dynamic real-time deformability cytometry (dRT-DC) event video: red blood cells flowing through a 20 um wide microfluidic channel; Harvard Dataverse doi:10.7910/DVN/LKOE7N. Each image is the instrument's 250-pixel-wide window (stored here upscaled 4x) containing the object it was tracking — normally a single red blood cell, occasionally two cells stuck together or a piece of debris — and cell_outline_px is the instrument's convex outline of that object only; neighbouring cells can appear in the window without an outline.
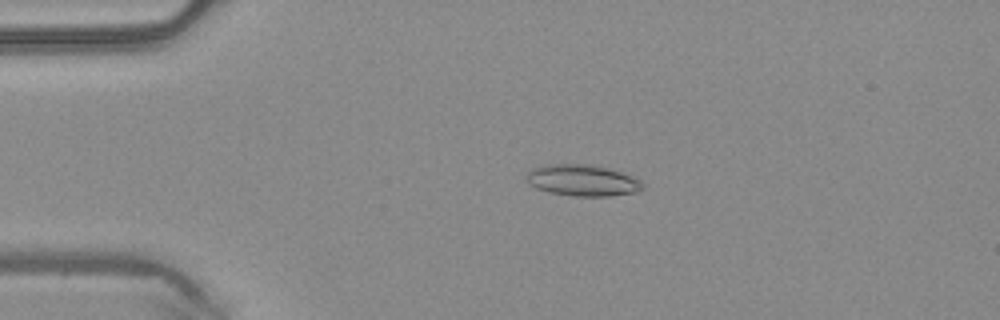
{"species": "common noctule bat (a hibernating species)", "species_latin": "Nyctalus noctula", "temperature_condition": "warm", "stored_images_in_passage": 48, "camera_frame_rate_fps": 3000, "um_per_image_px": 0.085, "animal": {"sex": "male", "body_mass_g": 20.4}, "frame": {"image": 1, "passage_image": 10, "time_ms": 3.0, "image_size_px": [1000, 320], "cell_outline_px": [[644, 188], [636, 192], [608, 196], [576, 196], [548, 192], [536, 188], [528, 184], [524, 176], [532, 168], [548, 164], [588, 164], [608, 168], [632, 176], [640, 180], [644, 184]], "centroid_in_image_um": [49.48, 15.33], "position_along_channel_um": 35.5, "area_um2": 21.33}}
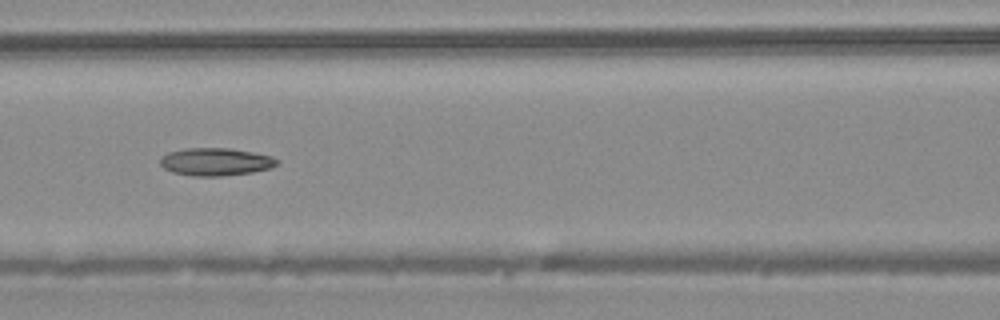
{"frame": {"image": 2, "passage_image": 21, "time_ms": 6.667, "image_size_px": [1000, 320], "cell_outline_px": [[280, 160], [272, 168], [252, 172], [220, 176], [192, 176], [172, 172], [164, 168], [160, 164], [160, 156], [168, 152], [184, 148], [228, 148], [252, 152], [272, 156]], "centroid_in_image_um": [18.31, 13.75], "position_along_channel_um": 148.3, "area_um2": 18.96}}
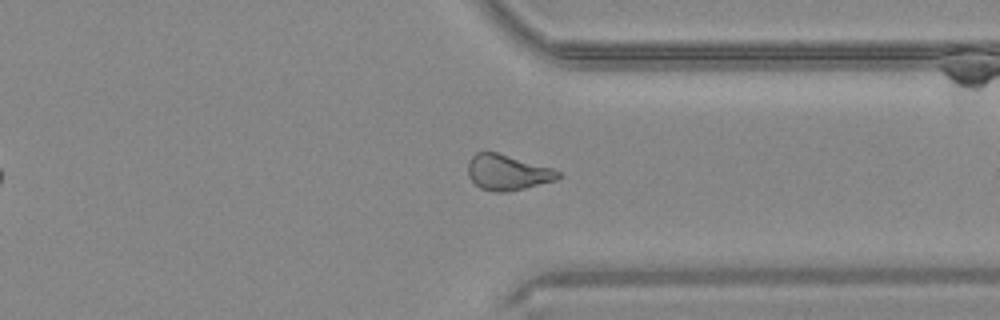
{"frame": {"image": 3, "passage_image": 37, "time_ms": 12.0, "image_size_px": [1000, 320], "cell_outline_px": [[564, 176], [556, 180], [508, 192], [496, 192], [480, 188], [468, 176], [468, 160], [476, 152], [496, 152], [552, 168], [560, 172]], "centroid_in_image_um": [43.14, 14.66], "position_along_channel_um": 368.3, "area_um2": 18.61}, "authors_computed_cell_mechanics": {"area_um2": 18.9295, "velocity_mm_per_s": 4.1343, "shape_relaxation_time_tau1_ms": null, "shape_relaxation_time_tau2_ms": 10.376, "deformation_change_tau1": null, "deformation_change_tau2": 0.2576}}